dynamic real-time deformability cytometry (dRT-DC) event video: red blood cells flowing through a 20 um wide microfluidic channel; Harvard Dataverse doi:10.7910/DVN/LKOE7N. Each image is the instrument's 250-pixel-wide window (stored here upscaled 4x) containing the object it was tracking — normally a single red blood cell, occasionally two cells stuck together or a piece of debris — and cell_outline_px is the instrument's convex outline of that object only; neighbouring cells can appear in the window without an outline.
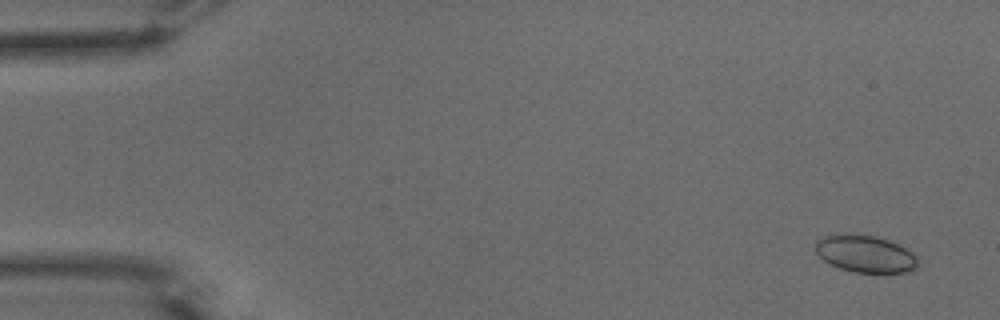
{"species": "common noctule bat (a hibernating species)", "species_latin": "Nyctalus noctula", "temperature_condition": "warm", "stored_images_in_passage": 53, "camera_frame_rate_fps": 3000, "um_per_image_px": 0.085, "animal": {"sex": "male", "body_mass_g": 15.6}, "frame": {"image": 1, "passage_image": 3, "time_ms": 0.667, "image_size_px": [1000, 320], "cell_outline_px": [[916, 264], [912, 268], [904, 272], [852, 272], [840, 268], [824, 260], [816, 252], [816, 240], [820, 236], [836, 232], [848, 232], [876, 236], [888, 240], [912, 252], [916, 256]], "centroid_in_image_um": [73.45, 21.52], "position_along_channel_um": 11.6, "area_um2": 22.2}}
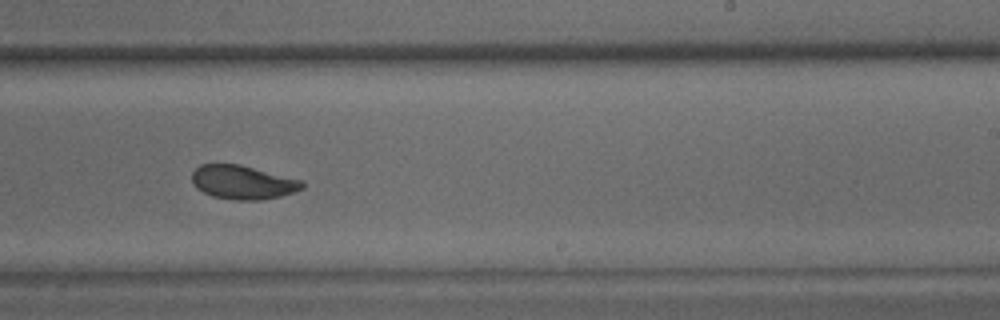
{"frame": {"image": 2, "passage_image": 33, "time_ms": 10.667, "image_size_px": [1000, 320], "cell_outline_px": [[304, 188], [280, 196], [260, 200], [236, 200], [212, 196], [196, 188], [192, 184], [192, 172], [200, 164], [240, 164], [304, 180]], "centroid_in_image_um": [20.64, 15.48], "position_along_channel_um": 268.4, "area_um2": 21.85}}
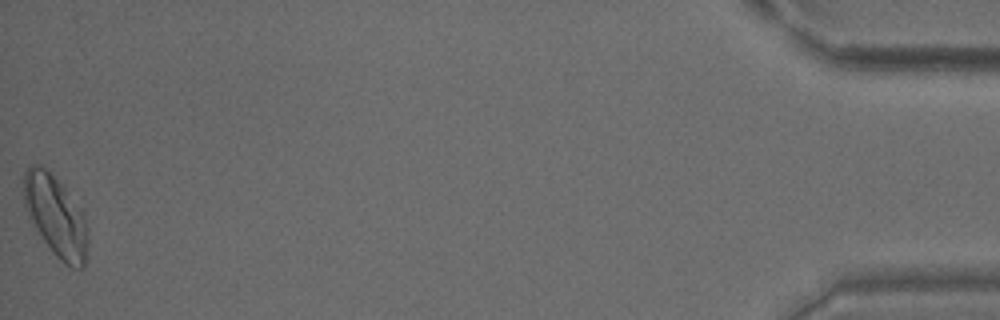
{"frame": {"image": 3, "passage_image": 53, "time_ms": 17.333, "image_size_px": [1000, 320], "cell_outline_px": [[88, 244], [84, 264], [80, 268], [72, 268], [64, 264], [52, 252], [32, 224], [24, 208], [24, 172], [28, 164], [44, 164], [64, 188], [80, 208], [84, 216], [88, 228]], "centroid_in_image_um": [4.72, 18.35], "position_along_channel_um": 430.5, "area_um2": 30.46}, "authors_computed_cell_mechanics": {"area_um2": 22.3108, "velocity_mm_per_s": 3.8567, "shape_relaxation_time_tau1_ms": 3.4897, "shape_relaxation_time_tau2_ms": 2.5625, "deformation_change_tau1": 0.1095, "deformation_change_tau2": 0.0824}}